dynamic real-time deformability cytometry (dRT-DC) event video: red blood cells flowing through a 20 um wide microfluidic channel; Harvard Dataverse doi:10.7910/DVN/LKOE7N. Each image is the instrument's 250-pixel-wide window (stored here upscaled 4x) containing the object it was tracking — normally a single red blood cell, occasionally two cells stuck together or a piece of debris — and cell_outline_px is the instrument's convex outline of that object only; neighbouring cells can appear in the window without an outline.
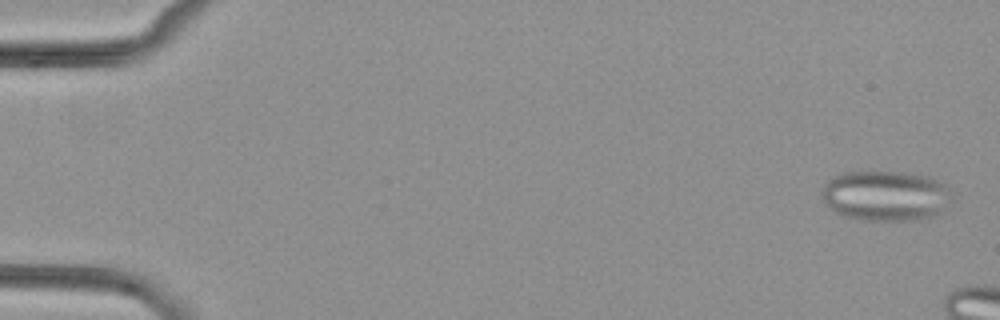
{"species": "common noctule bat (a hibernating species)", "species_latin": "Nyctalus noctula", "temperature_condition": "cold", "stored_images_in_passage": 3, "camera_frame_rate_fps": 3000, "um_per_image_px": 0.085, "animal": {"sex": "female", "body_mass_g": 29.2, "forearm_length_mm": 56.3}, "frame": {"image": 1, "passage_image": 1, "time_ms": 0.0, "image_size_px": [1000, 320], "cell_outline_px": [[948, 192], [940, 212], [936, 216], [908, 220], [860, 220], [844, 216], [836, 212], [824, 204], [820, 196], [824, 184], [832, 176], [844, 172], [904, 172], [924, 176], [936, 180], [944, 184], [948, 188]], "centroid_in_image_um": [75.14, 16.64], "position_along_channel_um": 9.9, "area_um2": 37.63}}